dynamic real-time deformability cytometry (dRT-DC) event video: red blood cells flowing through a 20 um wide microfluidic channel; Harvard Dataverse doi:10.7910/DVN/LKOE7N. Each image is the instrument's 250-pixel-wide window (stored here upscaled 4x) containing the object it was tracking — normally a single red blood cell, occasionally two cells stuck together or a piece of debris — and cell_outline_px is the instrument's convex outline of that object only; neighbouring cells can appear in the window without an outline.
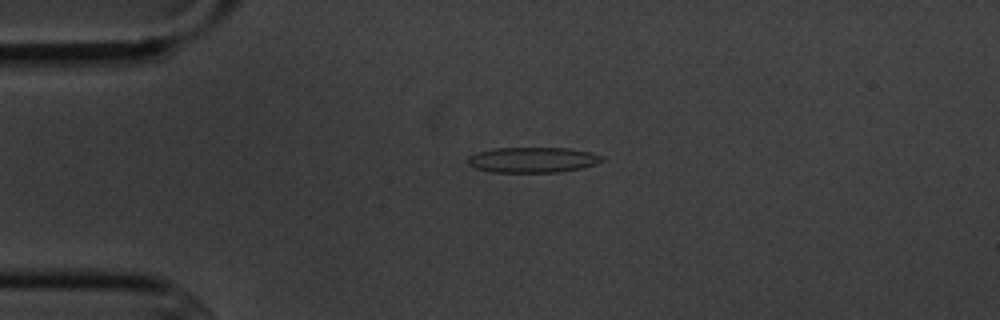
{"species": "common noctule bat (a hibernating species)", "species_latin": "Nyctalus noctula", "temperature_condition": "cold", "stored_images_in_passage": 6, "camera_frame_rate_fps": 3000, "um_per_image_px": 0.085, "animal": {"sex": "male", "body_mass_g": 20.1, "forearm_length_mm": 53.5}, "frame": {"image": 1, "passage_image": 4, "time_ms": 3.333, "image_size_px": [1000, 320], "cell_outline_px": [[604, 160], [596, 164], [580, 168], [556, 172], [492, 172], [476, 168], [468, 164], [468, 156], [476, 152], [496, 148], [568, 148], [592, 152], [604, 156]], "centroid_in_image_um": [45.29, 13.58], "position_along_channel_um": 39.7, "area_um2": 19.88}}
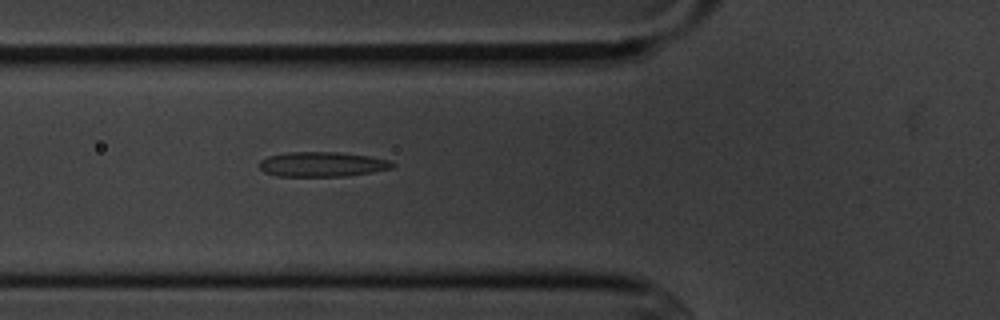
{"frame": {"image": 2, "passage_image": 6, "time_ms": 5.667, "image_size_px": [1000, 320], "cell_outline_px": [[396, 164], [392, 168], [348, 176], [276, 176], [264, 172], [260, 168], [260, 160], [268, 156], [288, 152], [340, 152], [368, 156], [388, 160]], "centroid_in_image_um": [27.37, 13.96], "position_along_channel_um": 98.4, "area_um2": 19.19}}